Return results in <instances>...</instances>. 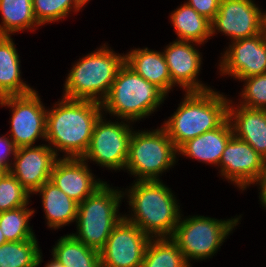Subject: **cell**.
Here are the masks:
<instances>
[{
    "label": "cell",
    "instance_id": "6da1fadb",
    "mask_svg": "<svg viewBox=\"0 0 266 267\" xmlns=\"http://www.w3.org/2000/svg\"><path fill=\"white\" fill-rule=\"evenodd\" d=\"M101 111L99 102L63 97L53 109H47L45 141L57 156L62 151L65 158H82Z\"/></svg>",
    "mask_w": 266,
    "mask_h": 267
},
{
    "label": "cell",
    "instance_id": "e0dca14e",
    "mask_svg": "<svg viewBox=\"0 0 266 267\" xmlns=\"http://www.w3.org/2000/svg\"><path fill=\"white\" fill-rule=\"evenodd\" d=\"M90 171L83 158H58L50 181L79 204L105 183Z\"/></svg>",
    "mask_w": 266,
    "mask_h": 267
},
{
    "label": "cell",
    "instance_id": "f1b7e54d",
    "mask_svg": "<svg viewBox=\"0 0 266 267\" xmlns=\"http://www.w3.org/2000/svg\"><path fill=\"white\" fill-rule=\"evenodd\" d=\"M32 5L33 14L40 26L62 20L72 9L79 12L84 6L79 0H32Z\"/></svg>",
    "mask_w": 266,
    "mask_h": 267
},
{
    "label": "cell",
    "instance_id": "d6a6232c",
    "mask_svg": "<svg viewBox=\"0 0 266 267\" xmlns=\"http://www.w3.org/2000/svg\"><path fill=\"white\" fill-rule=\"evenodd\" d=\"M17 147L9 136L0 137V168L9 172L12 167V161L9 159L13 155V158L16 154ZM12 154V155H11ZM11 161V163L9 162Z\"/></svg>",
    "mask_w": 266,
    "mask_h": 267
},
{
    "label": "cell",
    "instance_id": "ffe728a7",
    "mask_svg": "<svg viewBox=\"0 0 266 267\" xmlns=\"http://www.w3.org/2000/svg\"><path fill=\"white\" fill-rule=\"evenodd\" d=\"M125 63L166 95L175 86L171 81L163 52L149 50L147 47L136 48L125 54Z\"/></svg>",
    "mask_w": 266,
    "mask_h": 267
},
{
    "label": "cell",
    "instance_id": "603a6c76",
    "mask_svg": "<svg viewBox=\"0 0 266 267\" xmlns=\"http://www.w3.org/2000/svg\"><path fill=\"white\" fill-rule=\"evenodd\" d=\"M170 20L178 35L179 39L177 40L202 45L212 36L211 21L197 13L185 2L171 13Z\"/></svg>",
    "mask_w": 266,
    "mask_h": 267
},
{
    "label": "cell",
    "instance_id": "74e56055",
    "mask_svg": "<svg viewBox=\"0 0 266 267\" xmlns=\"http://www.w3.org/2000/svg\"><path fill=\"white\" fill-rule=\"evenodd\" d=\"M83 5L87 4L90 0H79Z\"/></svg>",
    "mask_w": 266,
    "mask_h": 267
},
{
    "label": "cell",
    "instance_id": "9a60e30c",
    "mask_svg": "<svg viewBox=\"0 0 266 267\" xmlns=\"http://www.w3.org/2000/svg\"><path fill=\"white\" fill-rule=\"evenodd\" d=\"M57 159L56 153L46 144L20 147L9 172L32 195L50 180Z\"/></svg>",
    "mask_w": 266,
    "mask_h": 267
},
{
    "label": "cell",
    "instance_id": "30bf717a",
    "mask_svg": "<svg viewBox=\"0 0 266 267\" xmlns=\"http://www.w3.org/2000/svg\"><path fill=\"white\" fill-rule=\"evenodd\" d=\"M0 106L12 110L9 137L17 148L34 146L38 138L46 140L47 109L36 90L26 95L0 98Z\"/></svg>",
    "mask_w": 266,
    "mask_h": 267
},
{
    "label": "cell",
    "instance_id": "1f68e13d",
    "mask_svg": "<svg viewBox=\"0 0 266 267\" xmlns=\"http://www.w3.org/2000/svg\"><path fill=\"white\" fill-rule=\"evenodd\" d=\"M221 0H188L186 3L197 13L212 21L218 13Z\"/></svg>",
    "mask_w": 266,
    "mask_h": 267
},
{
    "label": "cell",
    "instance_id": "484cf974",
    "mask_svg": "<svg viewBox=\"0 0 266 267\" xmlns=\"http://www.w3.org/2000/svg\"><path fill=\"white\" fill-rule=\"evenodd\" d=\"M141 267H191L178 244L170 238H151Z\"/></svg>",
    "mask_w": 266,
    "mask_h": 267
},
{
    "label": "cell",
    "instance_id": "d4e9b609",
    "mask_svg": "<svg viewBox=\"0 0 266 267\" xmlns=\"http://www.w3.org/2000/svg\"><path fill=\"white\" fill-rule=\"evenodd\" d=\"M0 13L1 36H10L21 30L40 26L33 14L32 0H0Z\"/></svg>",
    "mask_w": 266,
    "mask_h": 267
},
{
    "label": "cell",
    "instance_id": "9c48e42d",
    "mask_svg": "<svg viewBox=\"0 0 266 267\" xmlns=\"http://www.w3.org/2000/svg\"><path fill=\"white\" fill-rule=\"evenodd\" d=\"M125 121H106L102 114L94 126L90 145L82 158L115 171L125 170L133 133L130 122L126 121V124Z\"/></svg>",
    "mask_w": 266,
    "mask_h": 267
},
{
    "label": "cell",
    "instance_id": "4dcf8cb0",
    "mask_svg": "<svg viewBox=\"0 0 266 267\" xmlns=\"http://www.w3.org/2000/svg\"><path fill=\"white\" fill-rule=\"evenodd\" d=\"M244 81L240 105L250 109H266V73L239 80Z\"/></svg>",
    "mask_w": 266,
    "mask_h": 267
},
{
    "label": "cell",
    "instance_id": "d590c367",
    "mask_svg": "<svg viewBox=\"0 0 266 267\" xmlns=\"http://www.w3.org/2000/svg\"><path fill=\"white\" fill-rule=\"evenodd\" d=\"M45 267H65L64 265H62L58 260H56V258H52L51 261H49Z\"/></svg>",
    "mask_w": 266,
    "mask_h": 267
},
{
    "label": "cell",
    "instance_id": "f35d334b",
    "mask_svg": "<svg viewBox=\"0 0 266 267\" xmlns=\"http://www.w3.org/2000/svg\"><path fill=\"white\" fill-rule=\"evenodd\" d=\"M6 171L3 170L2 168H0V178L3 176V174L5 173Z\"/></svg>",
    "mask_w": 266,
    "mask_h": 267
},
{
    "label": "cell",
    "instance_id": "44dd1931",
    "mask_svg": "<svg viewBox=\"0 0 266 267\" xmlns=\"http://www.w3.org/2000/svg\"><path fill=\"white\" fill-rule=\"evenodd\" d=\"M20 59L11 36L0 35V98L34 91L21 80Z\"/></svg>",
    "mask_w": 266,
    "mask_h": 267
},
{
    "label": "cell",
    "instance_id": "8fae6325",
    "mask_svg": "<svg viewBox=\"0 0 266 267\" xmlns=\"http://www.w3.org/2000/svg\"><path fill=\"white\" fill-rule=\"evenodd\" d=\"M150 239L123 217L100 250L101 267H141Z\"/></svg>",
    "mask_w": 266,
    "mask_h": 267
},
{
    "label": "cell",
    "instance_id": "7c38bea8",
    "mask_svg": "<svg viewBox=\"0 0 266 267\" xmlns=\"http://www.w3.org/2000/svg\"><path fill=\"white\" fill-rule=\"evenodd\" d=\"M263 12L253 0H221L211 21V35L222 32L231 41L261 33Z\"/></svg>",
    "mask_w": 266,
    "mask_h": 267
},
{
    "label": "cell",
    "instance_id": "4fadbf2b",
    "mask_svg": "<svg viewBox=\"0 0 266 267\" xmlns=\"http://www.w3.org/2000/svg\"><path fill=\"white\" fill-rule=\"evenodd\" d=\"M221 76L244 79L266 73V42L262 34L232 41L222 57Z\"/></svg>",
    "mask_w": 266,
    "mask_h": 267
},
{
    "label": "cell",
    "instance_id": "ba28073f",
    "mask_svg": "<svg viewBox=\"0 0 266 267\" xmlns=\"http://www.w3.org/2000/svg\"><path fill=\"white\" fill-rule=\"evenodd\" d=\"M181 217L180 215L171 238L178 244L190 266L192 259L201 261L211 258L241 220V216L227 220L200 215L182 218L183 220Z\"/></svg>",
    "mask_w": 266,
    "mask_h": 267
},
{
    "label": "cell",
    "instance_id": "5b68a950",
    "mask_svg": "<svg viewBox=\"0 0 266 267\" xmlns=\"http://www.w3.org/2000/svg\"><path fill=\"white\" fill-rule=\"evenodd\" d=\"M165 98L166 94L160 88L124 63L101 106L111 116L136 122L156 111Z\"/></svg>",
    "mask_w": 266,
    "mask_h": 267
},
{
    "label": "cell",
    "instance_id": "7a4b0ae2",
    "mask_svg": "<svg viewBox=\"0 0 266 267\" xmlns=\"http://www.w3.org/2000/svg\"><path fill=\"white\" fill-rule=\"evenodd\" d=\"M129 188L123 194L132 212L124 218L150 238L172 237L182 215L172 190L162 180L136 181Z\"/></svg>",
    "mask_w": 266,
    "mask_h": 267
},
{
    "label": "cell",
    "instance_id": "836d02e7",
    "mask_svg": "<svg viewBox=\"0 0 266 267\" xmlns=\"http://www.w3.org/2000/svg\"><path fill=\"white\" fill-rule=\"evenodd\" d=\"M256 184L260 185L259 200L261 201L262 206L266 208V158H264L262 173Z\"/></svg>",
    "mask_w": 266,
    "mask_h": 267
},
{
    "label": "cell",
    "instance_id": "cb8c5ba5",
    "mask_svg": "<svg viewBox=\"0 0 266 267\" xmlns=\"http://www.w3.org/2000/svg\"><path fill=\"white\" fill-rule=\"evenodd\" d=\"M52 257L65 267H101L100 251L86 246L72 234L60 237Z\"/></svg>",
    "mask_w": 266,
    "mask_h": 267
},
{
    "label": "cell",
    "instance_id": "277c9868",
    "mask_svg": "<svg viewBox=\"0 0 266 267\" xmlns=\"http://www.w3.org/2000/svg\"><path fill=\"white\" fill-rule=\"evenodd\" d=\"M108 45L88 53L69 71L63 97L101 103L108 95L118 70L125 63V54L115 53Z\"/></svg>",
    "mask_w": 266,
    "mask_h": 267
},
{
    "label": "cell",
    "instance_id": "52a82bcc",
    "mask_svg": "<svg viewBox=\"0 0 266 267\" xmlns=\"http://www.w3.org/2000/svg\"><path fill=\"white\" fill-rule=\"evenodd\" d=\"M177 148L160 127L153 131L133 130L125 169L136 181L160 180L159 175L176 163Z\"/></svg>",
    "mask_w": 266,
    "mask_h": 267
},
{
    "label": "cell",
    "instance_id": "8d00e7d4",
    "mask_svg": "<svg viewBox=\"0 0 266 267\" xmlns=\"http://www.w3.org/2000/svg\"><path fill=\"white\" fill-rule=\"evenodd\" d=\"M6 241V238L4 237L2 231H1V228H0V245L1 244H4Z\"/></svg>",
    "mask_w": 266,
    "mask_h": 267
},
{
    "label": "cell",
    "instance_id": "8992f818",
    "mask_svg": "<svg viewBox=\"0 0 266 267\" xmlns=\"http://www.w3.org/2000/svg\"><path fill=\"white\" fill-rule=\"evenodd\" d=\"M124 194L106 182L93 194L78 204L77 233L72 235L86 246L100 251L113 228L124 217L119 207ZM119 213V214H118Z\"/></svg>",
    "mask_w": 266,
    "mask_h": 267
},
{
    "label": "cell",
    "instance_id": "5bb4252c",
    "mask_svg": "<svg viewBox=\"0 0 266 267\" xmlns=\"http://www.w3.org/2000/svg\"><path fill=\"white\" fill-rule=\"evenodd\" d=\"M263 164V156L247 142L233 135L223 151L219 166L225 179L244 190L259 180Z\"/></svg>",
    "mask_w": 266,
    "mask_h": 267
},
{
    "label": "cell",
    "instance_id": "3957f363",
    "mask_svg": "<svg viewBox=\"0 0 266 267\" xmlns=\"http://www.w3.org/2000/svg\"><path fill=\"white\" fill-rule=\"evenodd\" d=\"M229 101L213 89L188 91L161 127L178 149L186 141L218 128L228 118Z\"/></svg>",
    "mask_w": 266,
    "mask_h": 267
},
{
    "label": "cell",
    "instance_id": "4316f807",
    "mask_svg": "<svg viewBox=\"0 0 266 267\" xmlns=\"http://www.w3.org/2000/svg\"><path fill=\"white\" fill-rule=\"evenodd\" d=\"M36 239L1 244L0 267H39L43 255Z\"/></svg>",
    "mask_w": 266,
    "mask_h": 267
},
{
    "label": "cell",
    "instance_id": "ac0fdd59",
    "mask_svg": "<svg viewBox=\"0 0 266 267\" xmlns=\"http://www.w3.org/2000/svg\"><path fill=\"white\" fill-rule=\"evenodd\" d=\"M237 106L234 108L235 106L229 101L228 119L233 135L247 142L256 152L266 158V110Z\"/></svg>",
    "mask_w": 266,
    "mask_h": 267
},
{
    "label": "cell",
    "instance_id": "2e32d148",
    "mask_svg": "<svg viewBox=\"0 0 266 267\" xmlns=\"http://www.w3.org/2000/svg\"><path fill=\"white\" fill-rule=\"evenodd\" d=\"M194 45L196 43L176 39L167 45L163 52L172 83L181 86L185 92L211 89L197 79L202 56Z\"/></svg>",
    "mask_w": 266,
    "mask_h": 267
},
{
    "label": "cell",
    "instance_id": "f546056e",
    "mask_svg": "<svg viewBox=\"0 0 266 267\" xmlns=\"http://www.w3.org/2000/svg\"><path fill=\"white\" fill-rule=\"evenodd\" d=\"M30 193L10 173L0 178V212L29 205Z\"/></svg>",
    "mask_w": 266,
    "mask_h": 267
},
{
    "label": "cell",
    "instance_id": "7402d4cb",
    "mask_svg": "<svg viewBox=\"0 0 266 267\" xmlns=\"http://www.w3.org/2000/svg\"><path fill=\"white\" fill-rule=\"evenodd\" d=\"M42 196V205L48 227L58 229L76 221L78 203L66 195L50 180L34 193Z\"/></svg>",
    "mask_w": 266,
    "mask_h": 267
},
{
    "label": "cell",
    "instance_id": "d6986e66",
    "mask_svg": "<svg viewBox=\"0 0 266 267\" xmlns=\"http://www.w3.org/2000/svg\"><path fill=\"white\" fill-rule=\"evenodd\" d=\"M232 136L233 129L227 118L218 128L186 141L177 151L187 158L219 167L223 151Z\"/></svg>",
    "mask_w": 266,
    "mask_h": 267
},
{
    "label": "cell",
    "instance_id": "e575fe53",
    "mask_svg": "<svg viewBox=\"0 0 266 267\" xmlns=\"http://www.w3.org/2000/svg\"><path fill=\"white\" fill-rule=\"evenodd\" d=\"M261 34L266 42V12L263 11Z\"/></svg>",
    "mask_w": 266,
    "mask_h": 267
},
{
    "label": "cell",
    "instance_id": "83f0119b",
    "mask_svg": "<svg viewBox=\"0 0 266 267\" xmlns=\"http://www.w3.org/2000/svg\"><path fill=\"white\" fill-rule=\"evenodd\" d=\"M34 212L35 210L27 206L0 212V228L6 241L17 242L36 238L28 223Z\"/></svg>",
    "mask_w": 266,
    "mask_h": 267
}]
</instances>
